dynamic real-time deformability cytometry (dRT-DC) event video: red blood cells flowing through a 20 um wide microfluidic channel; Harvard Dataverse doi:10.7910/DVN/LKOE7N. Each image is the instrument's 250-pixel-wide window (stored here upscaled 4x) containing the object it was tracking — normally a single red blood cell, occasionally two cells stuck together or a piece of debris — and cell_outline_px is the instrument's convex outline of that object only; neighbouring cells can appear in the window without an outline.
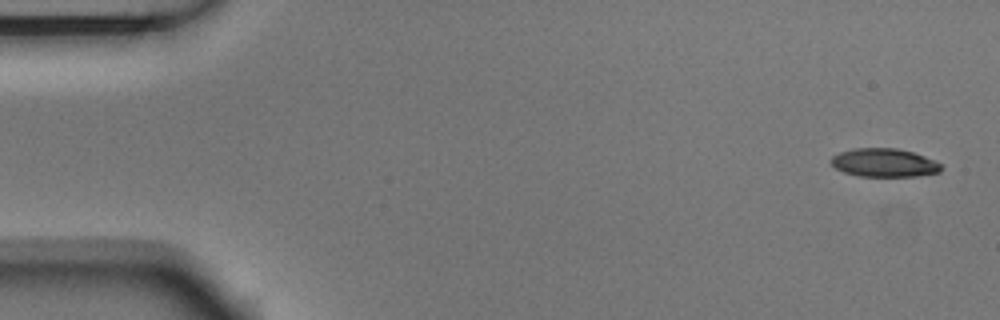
{"species": "Egyptian fruit bat (a non-hibernating species)", "species_latin": "Rousettus aegyptiacus", "temperature_condition": "room temperature", "stored_images_in_passage": 4, "camera_frame_rate_fps": 3000, "um_per_image_px": 0.085, "animal": {"sex": "male"}, "frame": {"image": 1, "passage_image": 1, "time_ms": 0.0, "image_size_px": [1000, 320], "cell_outline_px": [[944, 168], [940, 172], [916, 176], [860, 176], [844, 172], [836, 168], [832, 164], [832, 156], [840, 152], [856, 148], [896, 148], [912, 152], [936, 160]], "centroid_in_image_um": [75.2, 13.83], "position_along_channel_um": 9.8, "area_um2": 18.15}}